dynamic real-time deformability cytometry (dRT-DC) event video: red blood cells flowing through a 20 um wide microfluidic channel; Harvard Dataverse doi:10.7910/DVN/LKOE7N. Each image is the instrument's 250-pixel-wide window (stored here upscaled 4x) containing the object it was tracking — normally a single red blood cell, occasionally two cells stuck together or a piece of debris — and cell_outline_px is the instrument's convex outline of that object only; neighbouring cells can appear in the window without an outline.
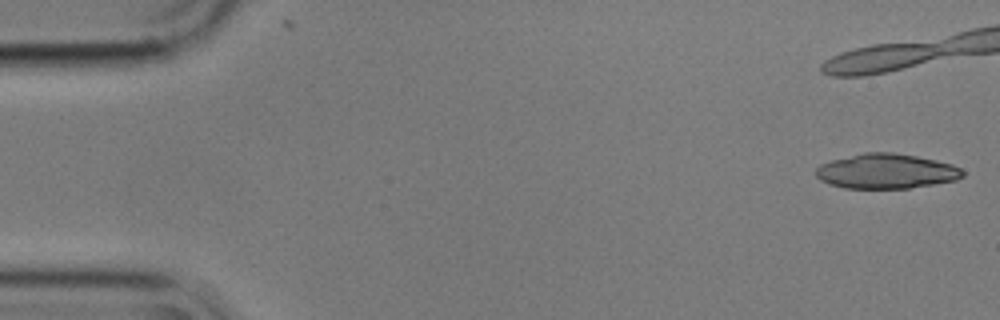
{"species": "common noctule bat (a hibernating species)", "species_latin": "Nyctalus noctula", "temperature_condition": "cold", "stored_images_in_passage": 24, "camera_frame_rate_fps": 3000, "um_per_image_px": 0.085, "animal": {"sex": "male", "body_mass_g": 17.9}, "frame": {"image": 1, "passage_image": 1, "time_ms": 0.0, "image_size_px": [1000, 320], "cell_outline_px": [[964, 176], [956, 180], [908, 188], [844, 188], [828, 184], [820, 180], [816, 176], [816, 168], [820, 164], [832, 160], [864, 152], [892, 152], [916, 156], [936, 160], [952, 164], [960, 168], [964, 172]], "centroid_in_image_um": [75.32, 14.55], "position_along_channel_um": 9.7, "area_um2": 29.77}}